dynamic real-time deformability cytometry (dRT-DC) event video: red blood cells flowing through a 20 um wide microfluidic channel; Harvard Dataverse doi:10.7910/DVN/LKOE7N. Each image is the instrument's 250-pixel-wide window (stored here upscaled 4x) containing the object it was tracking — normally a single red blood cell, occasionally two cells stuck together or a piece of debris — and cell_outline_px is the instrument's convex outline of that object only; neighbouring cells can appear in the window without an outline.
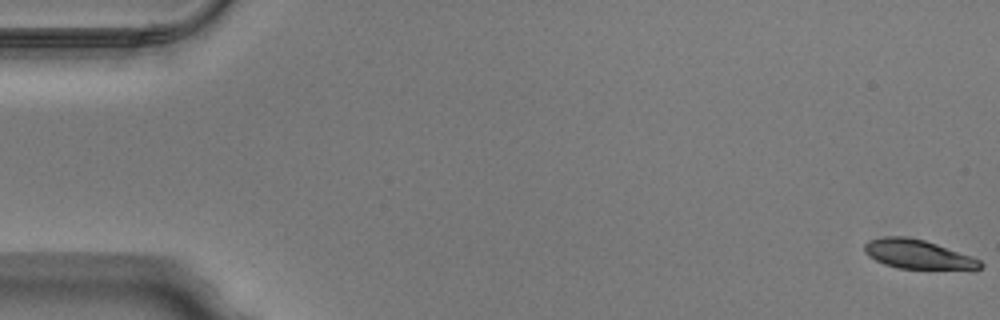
{"species": "Egyptian fruit bat (a non-hibernating species)", "species_latin": "Rousettus aegyptiacus", "temperature_condition": "warm", "stored_images_in_passage": 51, "camera_frame_rate_fps": 3000, "um_per_image_px": 0.085, "animal": {"sex": "male"}, "frame": {"image": 1, "passage_image": 1, "time_ms": 0.0, "image_size_px": [1000, 320], "cell_outline_px": [[984, 264], [976, 272], [900, 268], [884, 264], [868, 256], [864, 252], [864, 244], [868, 240], [884, 236], [904, 236], [924, 240], [972, 256], [980, 260]], "centroid_in_image_um": [78.11, 21.66], "position_along_channel_um": 6.9, "area_um2": 20.4}}
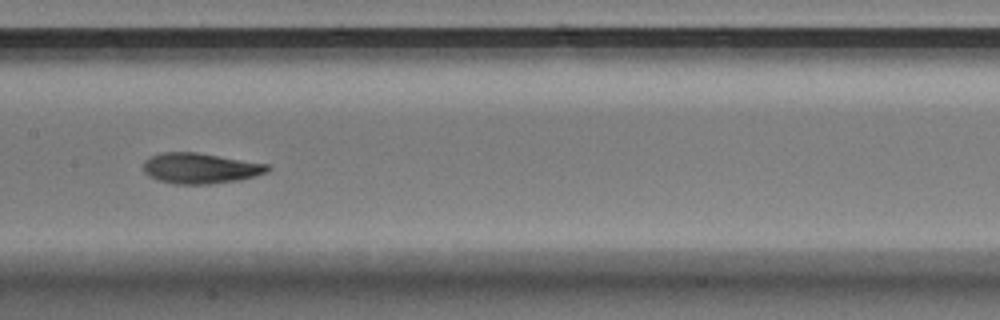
{"frame": {"image": 2, "passage_image": 26, "time_ms": 8.333, "image_size_px": [1000, 320], "cell_outline_px": [[272, 168], [268, 172], [240, 180], [208, 184], [176, 184], [160, 180], [148, 176], [144, 172], [144, 160], [160, 152], [196, 152], [268, 164]], "centroid_in_image_um": [17.04, 14.3], "position_along_channel_um": 190.4, "area_um2": 22.08}}
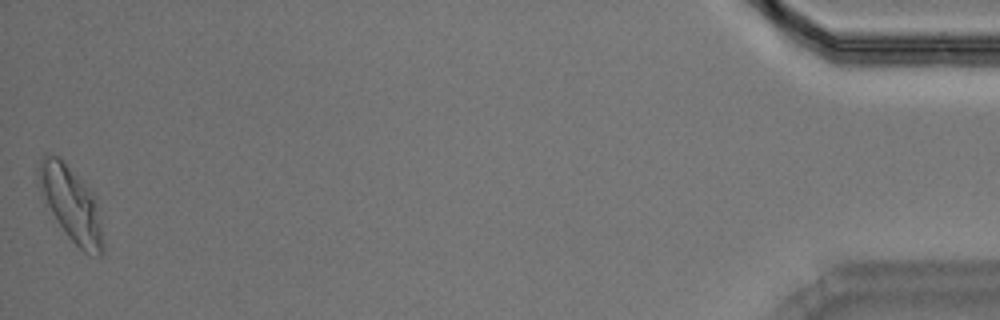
{"frame": {"image": 3, "passage_image": 51, "time_ms": 16.667, "image_size_px": [1000, 320], "cell_outline_px": [[104, 252], [100, 256], [84, 252], [68, 236], [44, 204], [36, 180], [40, 160], [44, 152], [48, 152], [60, 156], [96, 196], [100, 208], [104, 244]], "centroid_in_image_um": [6.04, 17.29], "position_along_channel_um": 429.2, "area_um2": 28.84}, "authors_computed_cell_mechanics": {"area_um2": 21.9062, "velocity_mm_per_s": 3.9888, "shape_relaxation_time_tau1_ms": 2.8261, "shape_relaxation_time_tau2_ms": 1.4151, "deformation_change_tau1": 0.1692, "deformation_change_tau2": 0.0787}}